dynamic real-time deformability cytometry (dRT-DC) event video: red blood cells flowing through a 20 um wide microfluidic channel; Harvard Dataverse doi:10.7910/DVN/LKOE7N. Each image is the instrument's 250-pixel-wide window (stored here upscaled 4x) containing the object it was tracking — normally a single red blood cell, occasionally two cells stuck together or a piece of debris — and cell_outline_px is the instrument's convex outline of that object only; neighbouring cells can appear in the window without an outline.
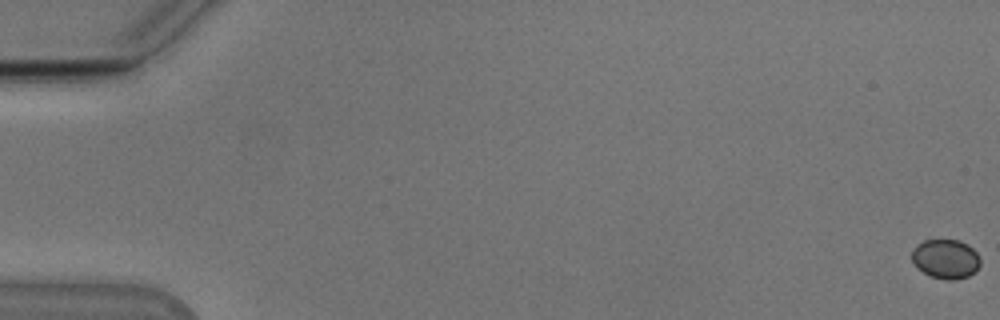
{"species": "Egyptian fruit bat (a non-hibernating species)", "species_latin": "Rousettus aegyptiacus", "temperature_condition": "cold", "stored_images_in_passage": 55, "camera_frame_rate_fps": 3000, "um_per_image_px": 0.085, "animal": {"sex": "male"}, "frame": {"image": 1, "passage_image": 1, "time_ms": 0.0, "image_size_px": [1000, 320], "cell_outline_px": [[980, 264], [976, 272], [968, 276], [956, 280], [944, 280], [932, 276], [916, 268], [912, 260], [912, 248], [916, 244], [924, 240], [960, 240], [968, 244], [976, 252], [980, 260]], "centroid_in_image_um": [80.38, 22.01], "position_along_channel_um": 4.6, "area_um2": 15.9}}
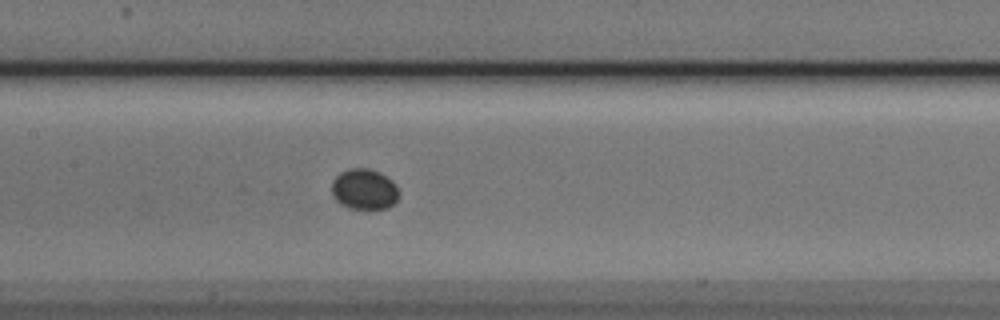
{"frame": {"image": 2, "passage_image": 28, "time_ms": 9.0, "image_size_px": [1000, 320], "cell_outline_px": [[400, 196], [388, 208], [348, 208], [340, 204], [332, 196], [332, 180], [340, 172], [352, 168], [368, 168], [380, 172], [392, 180], [396, 184], [400, 192]], "centroid_in_image_um": [30.97, 16.07], "position_along_channel_um": 176.4, "area_um2": 16.07}}
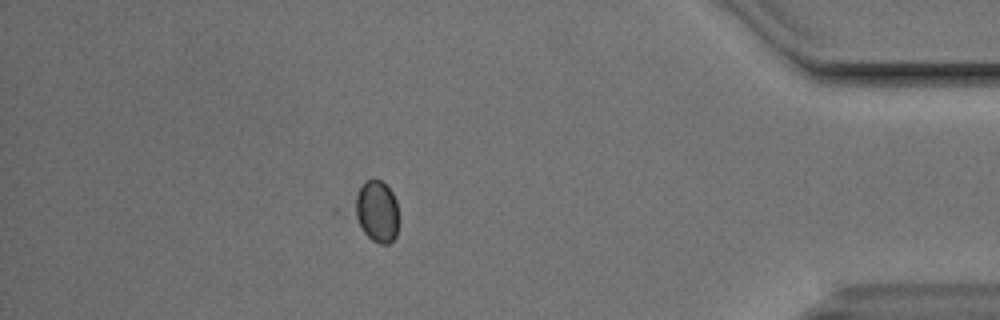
{"frame": {"image": 3, "passage_image": 49, "time_ms": 16.0, "image_size_px": [1000, 320], "cell_outline_px": [[400, 220], [396, 236], [388, 244], [380, 244], [372, 240], [364, 232], [348, 212], [348, 208], [364, 180], [380, 180], [392, 192], [396, 200]], "centroid_in_image_um": [31.95, 17.98], "position_along_channel_um": 403.2, "area_um2": 16.76}}